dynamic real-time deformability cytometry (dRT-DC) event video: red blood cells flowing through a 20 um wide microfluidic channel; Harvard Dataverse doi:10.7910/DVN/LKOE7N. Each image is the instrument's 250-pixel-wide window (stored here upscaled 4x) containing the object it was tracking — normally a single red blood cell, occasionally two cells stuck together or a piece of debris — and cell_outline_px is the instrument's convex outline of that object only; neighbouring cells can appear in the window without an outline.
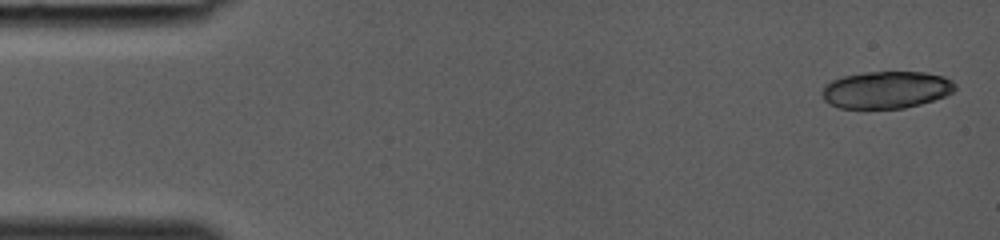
{"species": "common noctule bat (a hibernating species)", "species_latin": "Nyctalus noctula", "temperature_condition": "room temperature", "stored_images_in_passage": 36, "camera_frame_rate_fps": 3000, "um_per_image_px": 0.085, "animal": {"sex": "female", "body_mass_g": 19.0, "forearm_length_mm": 53.3}, "frame": {"image": 1, "passage_image": 1, "time_ms": 0.0, "image_size_px": [1000, 240], "cell_outline_px": [[956, 88], [952, 92], [944, 96], [920, 104], [904, 108], [840, 108], [824, 100], [820, 92], [824, 84], [832, 80], [844, 76], [864, 72], [924, 72], [944, 76], [952, 80], [956, 84]], "centroid_in_image_um": [75.32, 7.62], "position_along_channel_um": 9.7, "area_um2": 28.84}}
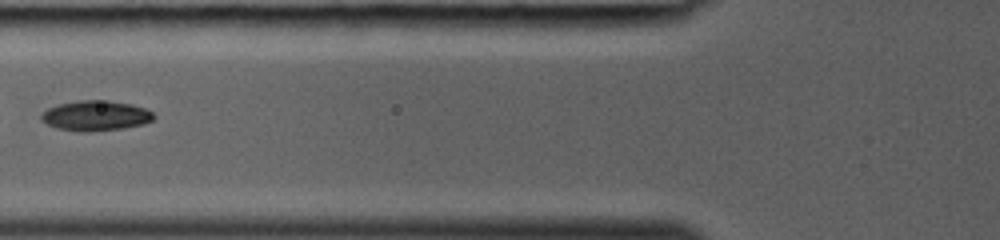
{"frame": {"image": 2, "passage_image": 15, "time_ms": 4.667, "image_size_px": [1000, 240], "cell_outline_px": [[156, 116], [152, 120], [144, 124], [124, 128], [88, 132], [84, 132], [56, 128], [40, 120], [40, 112], [48, 108], [60, 104], [80, 100], [108, 100], [132, 104], [144, 108], [152, 112]], "centroid_in_image_um": [8.12, 9.83], "position_along_channel_um": 117.7, "area_um2": 19.88}}
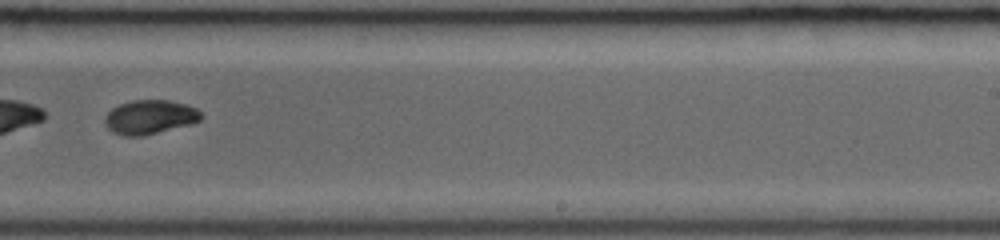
{"frame": {"image": 3, "passage_image": 24, "time_ms": 7.667, "image_size_px": [1000, 240], "cell_outline_px": [[204, 116], [200, 120], [192, 124], [144, 136], [124, 136], [112, 132], [104, 124], [104, 116], [112, 108], [120, 104], [132, 100], [168, 100], [184, 104], [196, 108]], "centroid_in_image_um": [12.72, 9.96], "position_along_channel_um": 276.3, "area_um2": 19.31}}